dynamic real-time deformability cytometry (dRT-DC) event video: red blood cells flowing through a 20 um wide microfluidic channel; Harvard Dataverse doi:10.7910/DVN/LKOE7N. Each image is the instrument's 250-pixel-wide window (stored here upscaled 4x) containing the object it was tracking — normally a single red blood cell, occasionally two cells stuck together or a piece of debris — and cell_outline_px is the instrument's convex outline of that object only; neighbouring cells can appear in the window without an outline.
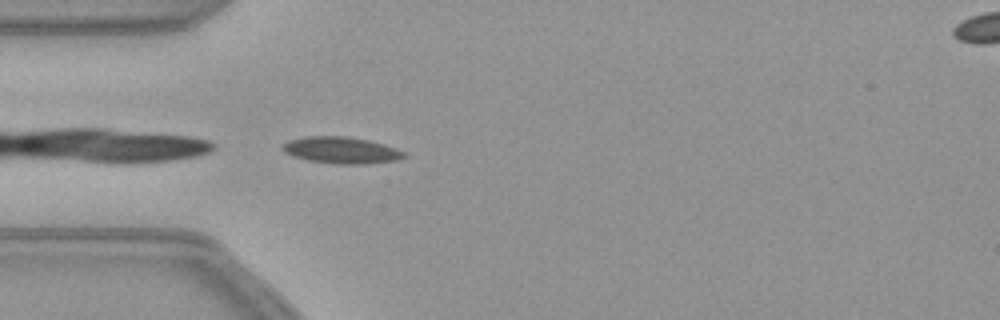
{"species": "common noctule bat (a hibernating species)", "species_latin": "Nyctalus noctula", "temperature_condition": "warm", "stored_images_in_passage": 40, "camera_frame_rate_fps": 3000, "um_per_image_px": 0.085, "animal": {"sex": "female", "body_mass_g": 21.9}, "frame": {"image": 1, "passage_image": 1, "time_ms": 0.0, "image_size_px": [1000, 320], "cell_outline_px": [[408, 156], [396, 160], [364, 164], [332, 164], [308, 160], [292, 156], [284, 152], [280, 148], [288, 140], [304, 136], [344, 136], [368, 140], [384, 144], [404, 152]], "centroid_in_image_um": [28.97, 12.77], "position_along_channel_um": 56.0, "area_um2": 18.9}}
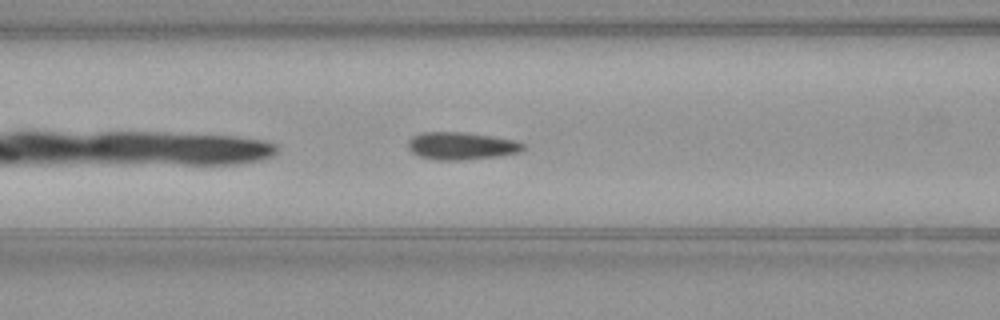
{"frame": {"image": 2, "passage_image": 7, "time_ms": 2.0, "image_size_px": [1000, 320], "cell_outline_px": [[524, 148], [520, 152], [496, 156], [460, 160], [436, 160], [420, 156], [412, 152], [408, 148], [408, 140], [412, 136], [420, 132], [464, 132], [492, 136], [512, 140], [524, 144]], "centroid_in_image_um": [39.16, 12.39], "position_along_channel_um": 127.4, "area_um2": 18.32}}
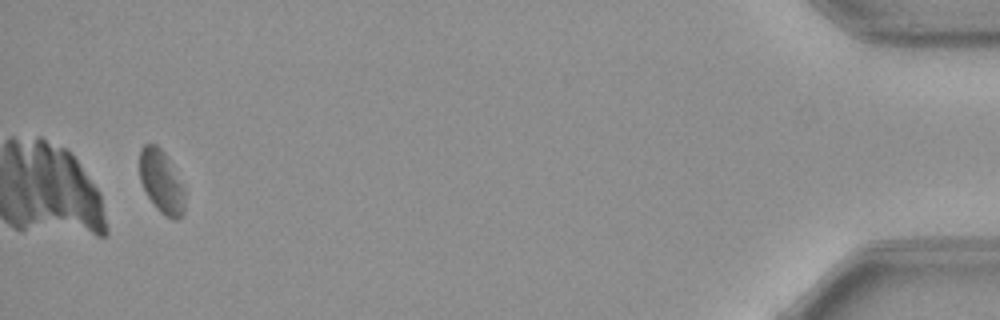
{"frame": {"image": 3, "passage_image": 38, "time_ms": 12.333, "image_size_px": [1000, 320], "cell_outline_px": [[184, 212], [176, 220], [172, 220], [164, 216], [156, 208], [148, 196], [140, 180], [140, 148], [144, 144], [156, 144], [168, 156], [184, 188]], "centroid_in_image_um": [13.72, 15.44], "position_along_channel_um": 421.5, "area_um2": 16.65}}